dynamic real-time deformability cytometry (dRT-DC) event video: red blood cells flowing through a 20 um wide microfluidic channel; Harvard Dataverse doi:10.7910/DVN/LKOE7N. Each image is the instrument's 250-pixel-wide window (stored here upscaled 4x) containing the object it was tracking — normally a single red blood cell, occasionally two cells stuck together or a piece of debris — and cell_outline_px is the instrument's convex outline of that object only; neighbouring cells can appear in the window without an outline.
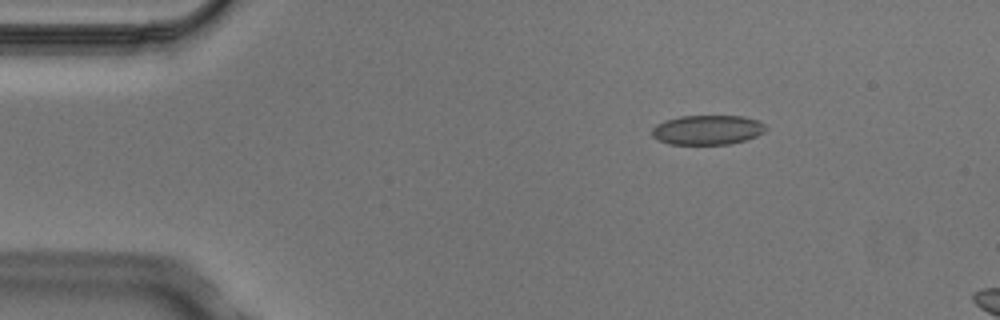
{"species": "Egyptian fruit bat (a non-hibernating species)", "species_latin": "Rousettus aegyptiacus", "temperature_condition": "cold", "stored_images_in_passage": 3, "camera_frame_rate_fps": 3000, "um_per_image_px": 0.085, "animal": {"sex": "male"}, "frame": {"image": 1, "passage_image": 1, "time_ms": 0.0, "image_size_px": [1000, 320], "cell_outline_px": [[768, 128], [764, 132], [756, 136], [744, 140], [728, 144], [668, 144], [656, 140], [652, 136], [652, 128], [656, 124], [680, 116], [744, 116], [756, 120], [764, 124]], "centroid_in_image_um": [60.12, 11.04], "position_along_channel_um": 24.9, "area_um2": 19.59}}